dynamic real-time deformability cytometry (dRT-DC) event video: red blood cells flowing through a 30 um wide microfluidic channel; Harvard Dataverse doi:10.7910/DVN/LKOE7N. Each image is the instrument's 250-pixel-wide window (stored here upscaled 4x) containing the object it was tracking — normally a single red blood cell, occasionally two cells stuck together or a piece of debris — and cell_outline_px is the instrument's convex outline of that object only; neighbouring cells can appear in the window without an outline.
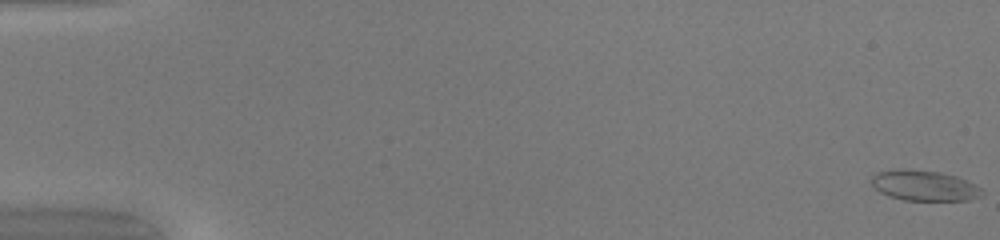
{"species": "common noctule bat (a hibernating species)", "species_latin": "Nyctalus noctula", "temperature_condition": "warm", "stored_images_in_passage": 51, "camera_frame_rate_fps": 3000, "um_per_image_px": 0.085, "animal": {"sex": "female", "body_mass_g": 20.0, "forearm_length_mm": 54.0}, "frame": {"image": 1, "passage_image": 1, "time_ms": 0.0, "image_size_px": [1000, 240], "cell_outline_px": [[984, 192], [980, 196], [968, 200], [904, 200], [888, 196], [880, 192], [872, 184], [872, 176], [876, 172], [896, 168], [904, 168], [940, 172], [956, 176], [968, 180], [980, 188]], "centroid_in_image_um": [78.54, 15.76], "position_along_channel_um": 6.5, "area_um2": 19.71}}
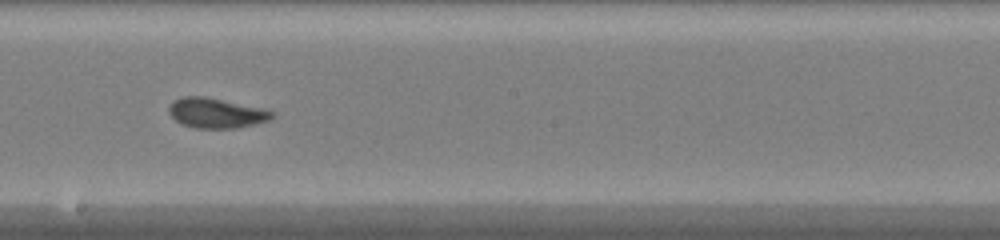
{"frame": {"image": 2, "passage_image": 30, "time_ms": 9.667, "image_size_px": [1000, 240], "cell_outline_px": [[276, 116], [268, 120], [236, 128], [196, 128], [184, 124], [176, 120], [168, 112], [168, 108], [172, 100], [184, 96], [204, 96], [264, 108], [276, 112]], "centroid_in_image_um": [18.39, 9.59], "position_along_channel_um": 229.8, "area_um2": 18.03}}
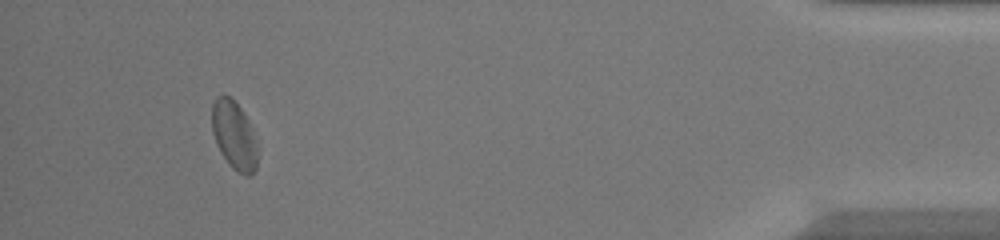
{"frame": {"image": 3, "passage_image": 48, "time_ms": 15.667, "image_size_px": [1000, 240], "cell_outline_px": [[256, 168], [248, 176], [244, 176], [236, 172], [228, 164], [220, 152], [216, 144], [212, 132], [212, 104], [216, 96], [220, 92], [224, 92], [244, 112], [248, 120], [256, 144]], "centroid_in_image_um": [19.85, 11.48], "position_along_channel_um": 415.3, "area_um2": 18.21}, "authors_computed_cell_mechanics": {"area_um2": 18.207, "velocity_mm_per_s": 4.134, "shape_relaxation_time_tau1_ms": 3.3667, "shape_relaxation_time_tau2_ms": 1.8342, "deformation_change_tau1": 0.1074, "deformation_change_tau2": 0.078}}